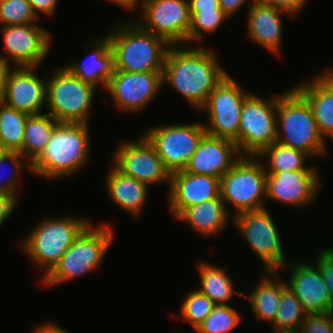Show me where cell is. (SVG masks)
Returning a JSON list of instances; mask_svg holds the SVG:
<instances>
[{
	"label": "cell",
	"instance_id": "f1b7e54d",
	"mask_svg": "<svg viewBox=\"0 0 333 333\" xmlns=\"http://www.w3.org/2000/svg\"><path fill=\"white\" fill-rule=\"evenodd\" d=\"M59 122L48 113L28 115L25 124L22 149L19 153L33 163L49 142Z\"/></svg>",
	"mask_w": 333,
	"mask_h": 333
},
{
	"label": "cell",
	"instance_id": "603a6c76",
	"mask_svg": "<svg viewBox=\"0 0 333 333\" xmlns=\"http://www.w3.org/2000/svg\"><path fill=\"white\" fill-rule=\"evenodd\" d=\"M91 42H93L89 46L91 50L89 48L86 49L88 56L79 62L69 61L64 66L82 81L95 87L102 85L101 87L105 90L115 69L110 39L104 34V36L101 35L96 38L93 36Z\"/></svg>",
	"mask_w": 333,
	"mask_h": 333
},
{
	"label": "cell",
	"instance_id": "d6986e66",
	"mask_svg": "<svg viewBox=\"0 0 333 333\" xmlns=\"http://www.w3.org/2000/svg\"><path fill=\"white\" fill-rule=\"evenodd\" d=\"M36 66L12 67L3 103L28 115L41 114L46 105L47 78L38 77Z\"/></svg>",
	"mask_w": 333,
	"mask_h": 333
},
{
	"label": "cell",
	"instance_id": "f35d334b",
	"mask_svg": "<svg viewBox=\"0 0 333 333\" xmlns=\"http://www.w3.org/2000/svg\"><path fill=\"white\" fill-rule=\"evenodd\" d=\"M315 264L319 267L328 290L330 304L333 307V249L323 248L318 250Z\"/></svg>",
	"mask_w": 333,
	"mask_h": 333
},
{
	"label": "cell",
	"instance_id": "7dc6e473",
	"mask_svg": "<svg viewBox=\"0 0 333 333\" xmlns=\"http://www.w3.org/2000/svg\"><path fill=\"white\" fill-rule=\"evenodd\" d=\"M110 2H113L117 5H120L124 10L130 12V11H135L137 6L140 7L141 9V4L143 0H108Z\"/></svg>",
	"mask_w": 333,
	"mask_h": 333
},
{
	"label": "cell",
	"instance_id": "52a82bcc",
	"mask_svg": "<svg viewBox=\"0 0 333 333\" xmlns=\"http://www.w3.org/2000/svg\"><path fill=\"white\" fill-rule=\"evenodd\" d=\"M46 78L47 113L59 123L88 124L97 87L82 81L65 66L57 67Z\"/></svg>",
	"mask_w": 333,
	"mask_h": 333
},
{
	"label": "cell",
	"instance_id": "4dcf8cb0",
	"mask_svg": "<svg viewBox=\"0 0 333 333\" xmlns=\"http://www.w3.org/2000/svg\"><path fill=\"white\" fill-rule=\"evenodd\" d=\"M28 114L0 103V139L9 151L22 149Z\"/></svg>",
	"mask_w": 333,
	"mask_h": 333
},
{
	"label": "cell",
	"instance_id": "83f0119b",
	"mask_svg": "<svg viewBox=\"0 0 333 333\" xmlns=\"http://www.w3.org/2000/svg\"><path fill=\"white\" fill-rule=\"evenodd\" d=\"M197 266L201 281V287L197 290L208 296L216 305H228L234 295L241 296L242 292L239 293L235 289L233 279L228 275L225 268L202 260L198 261Z\"/></svg>",
	"mask_w": 333,
	"mask_h": 333
},
{
	"label": "cell",
	"instance_id": "3957f363",
	"mask_svg": "<svg viewBox=\"0 0 333 333\" xmlns=\"http://www.w3.org/2000/svg\"><path fill=\"white\" fill-rule=\"evenodd\" d=\"M89 123H58L31 173L47 180L72 176L90 160Z\"/></svg>",
	"mask_w": 333,
	"mask_h": 333
},
{
	"label": "cell",
	"instance_id": "5b68a950",
	"mask_svg": "<svg viewBox=\"0 0 333 333\" xmlns=\"http://www.w3.org/2000/svg\"><path fill=\"white\" fill-rule=\"evenodd\" d=\"M56 218V219H55ZM45 218L20 240V249L45 277L79 234L90 224L81 217Z\"/></svg>",
	"mask_w": 333,
	"mask_h": 333
},
{
	"label": "cell",
	"instance_id": "ab89813d",
	"mask_svg": "<svg viewBox=\"0 0 333 333\" xmlns=\"http://www.w3.org/2000/svg\"><path fill=\"white\" fill-rule=\"evenodd\" d=\"M264 4L273 6L290 14L297 16L307 5L308 0H260Z\"/></svg>",
	"mask_w": 333,
	"mask_h": 333
},
{
	"label": "cell",
	"instance_id": "f546056e",
	"mask_svg": "<svg viewBox=\"0 0 333 333\" xmlns=\"http://www.w3.org/2000/svg\"><path fill=\"white\" fill-rule=\"evenodd\" d=\"M257 157L262 160L267 174L283 171H317L315 166L305 165L310 157L308 154L278 142L266 147Z\"/></svg>",
	"mask_w": 333,
	"mask_h": 333
},
{
	"label": "cell",
	"instance_id": "4fadbf2b",
	"mask_svg": "<svg viewBox=\"0 0 333 333\" xmlns=\"http://www.w3.org/2000/svg\"><path fill=\"white\" fill-rule=\"evenodd\" d=\"M141 12L135 21L143 29L170 46L187 45L191 24L188 0H143Z\"/></svg>",
	"mask_w": 333,
	"mask_h": 333
},
{
	"label": "cell",
	"instance_id": "d590c367",
	"mask_svg": "<svg viewBox=\"0 0 333 333\" xmlns=\"http://www.w3.org/2000/svg\"><path fill=\"white\" fill-rule=\"evenodd\" d=\"M28 0H0V24L2 26L38 24Z\"/></svg>",
	"mask_w": 333,
	"mask_h": 333
},
{
	"label": "cell",
	"instance_id": "60d3db41",
	"mask_svg": "<svg viewBox=\"0 0 333 333\" xmlns=\"http://www.w3.org/2000/svg\"><path fill=\"white\" fill-rule=\"evenodd\" d=\"M17 203L18 198L14 195L0 193V227L14 214V210H16L18 205Z\"/></svg>",
	"mask_w": 333,
	"mask_h": 333
},
{
	"label": "cell",
	"instance_id": "8fae6325",
	"mask_svg": "<svg viewBox=\"0 0 333 333\" xmlns=\"http://www.w3.org/2000/svg\"><path fill=\"white\" fill-rule=\"evenodd\" d=\"M251 92L244 89L227 74L209 94L206 104L199 110L207 112L206 133L235 142L238 147L240 116L245 99Z\"/></svg>",
	"mask_w": 333,
	"mask_h": 333
},
{
	"label": "cell",
	"instance_id": "f907efd6",
	"mask_svg": "<svg viewBox=\"0 0 333 333\" xmlns=\"http://www.w3.org/2000/svg\"><path fill=\"white\" fill-rule=\"evenodd\" d=\"M325 72L333 79V69L325 70Z\"/></svg>",
	"mask_w": 333,
	"mask_h": 333
},
{
	"label": "cell",
	"instance_id": "b9f144b4",
	"mask_svg": "<svg viewBox=\"0 0 333 333\" xmlns=\"http://www.w3.org/2000/svg\"><path fill=\"white\" fill-rule=\"evenodd\" d=\"M256 1L257 0H219V4L223 12L231 19L230 17L235 15L236 11L238 12L244 5H248L247 9H249Z\"/></svg>",
	"mask_w": 333,
	"mask_h": 333
},
{
	"label": "cell",
	"instance_id": "7a4b0ae2",
	"mask_svg": "<svg viewBox=\"0 0 333 333\" xmlns=\"http://www.w3.org/2000/svg\"><path fill=\"white\" fill-rule=\"evenodd\" d=\"M106 33L115 69L123 72H163L170 45L143 29L134 19L122 20Z\"/></svg>",
	"mask_w": 333,
	"mask_h": 333
},
{
	"label": "cell",
	"instance_id": "44dd1931",
	"mask_svg": "<svg viewBox=\"0 0 333 333\" xmlns=\"http://www.w3.org/2000/svg\"><path fill=\"white\" fill-rule=\"evenodd\" d=\"M241 157L235 142L206 133L184 171L221 179Z\"/></svg>",
	"mask_w": 333,
	"mask_h": 333
},
{
	"label": "cell",
	"instance_id": "d4e9b609",
	"mask_svg": "<svg viewBox=\"0 0 333 333\" xmlns=\"http://www.w3.org/2000/svg\"><path fill=\"white\" fill-rule=\"evenodd\" d=\"M105 189L114 204L137 219L147 201L149 187L128 177L113 165L106 173Z\"/></svg>",
	"mask_w": 333,
	"mask_h": 333
},
{
	"label": "cell",
	"instance_id": "9c48e42d",
	"mask_svg": "<svg viewBox=\"0 0 333 333\" xmlns=\"http://www.w3.org/2000/svg\"><path fill=\"white\" fill-rule=\"evenodd\" d=\"M277 142V95L251 93L244 101L238 131V150L243 156H258Z\"/></svg>",
	"mask_w": 333,
	"mask_h": 333
},
{
	"label": "cell",
	"instance_id": "277c9868",
	"mask_svg": "<svg viewBox=\"0 0 333 333\" xmlns=\"http://www.w3.org/2000/svg\"><path fill=\"white\" fill-rule=\"evenodd\" d=\"M277 142L310 158L325 157L328 152L308 101L294 86L277 95Z\"/></svg>",
	"mask_w": 333,
	"mask_h": 333
},
{
	"label": "cell",
	"instance_id": "74e56055",
	"mask_svg": "<svg viewBox=\"0 0 333 333\" xmlns=\"http://www.w3.org/2000/svg\"><path fill=\"white\" fill-rule=\"evenodd\" d=\"M300 333H333L331 312L306 314Z\"/></svg>",
	"mask_w": 333,
	"mask_h": 333
},
{
	"label": "cell",
	"instance_id": "836d02e7",
	"mask_svg": "<svg viewBox=\"0 0 333 333\" xmlns=\"http://www.w3.org/2000/svg\"><path fill=\"white\" fill-rule=\"evenodd\" d=\"M179 308V317L196 329L213 311L216 304L196 288L188 291Z\"/></svg>",
	"mask_w": 333,
	"mask_h": 333
},
{
	"label": "cell",
	"instance_id": "484cf974",
	"mask_svg": "<svg viewBox=\"0 0 333 333\" xmlns=\"http://www.w3.org/2000/svg\"><path fill=\"white\" fill-rule=\"evenodd\" d=\"M177 220L186 222L194 232L204 237L219 235L228 223L233 224V216L221 198L194 205L186 209Z\"/></svg>",
	"mask_w": 333,
	"mask_h": 333
},
{
	"label": "cell",
	"instance_id": "7c38bea8",
	"mask_svg": "<svg viewBox=\"0 0 333 333\" xmlns=\"http://www.w3.org/2000/svg\"><path fill=\"white\" fill-rule=\"evenodd\" d=\"M205 134L203 122L156 125L143 133L170 174L184 171Z\"/></svg>",
	"mask_w": 333,
	"mask_h": 333
},
{
	"label": "cell",
	"instance_id": "c3c4849f",
	"mask_svg": "<svg viewBox=\"0 0 333 333\" xmlns=\"http://www.w3.org/2000/svg\"><path fill=\"white\" fill-rule=\"evenodd\" d=\"M274 333H300L298 328H273Z\"/></svg>",
	"mask_w": 333,
	"mask_h": 333
},
{
	"label": "cell",
	"instance_id": "f6af8a7d",
	"mask_svg": "<svg viewBox=\"0 0 333 333\" xmlns=\"http://www.w3.org/2000/svg\"><path fill=\"white\" fill-rule=\"evenodd\" d=\"M190 10L221 9L219 0H188Z\"/></svg>",
	"mask_w": 333,
	"mask_h": 333
},
{
	"label": "cell",
	"instance_id": "8d00e7d4",
	"mask_svg": "<svg viewBox=\"0 0 333 333\" xmlns=\"http://www.w3.org/2000/svg\"><path fill=\"white\" fill-rule=\"evenodd\" d=\"M9 161L11 164H13L15 169L13 168V171L10 172V174H8L7 178L5 177L6 179L4 181H2V179L4 178H0L1 179L0 193L14 195L17 198L19 197L17 193L19 190L18 187L20 186L19 182L21 179L20 175L22 174L23 171L22 168H25L31 172L32 171L31 163H29V161L25 157H23L19 152L9 151L0 158V168L3 167L5 163L7 164V162Z\"/></svg>",
	"mask_w": 333,
	"mask_h": 333
},
{
	"label": "cell",
	"instance_id": "ac0fdd59",
	"mask_svg": "<svg viewBox=\"0 0 333 333\" xmlns=\"http://www.w3.org/2000/svg\"><path fill=\"white\" fill-rule=\"evenodd\" d=\"M318 172L283 171L267 174L266 200H275L297 208L311 205L317 199V192L321 187Z\"/></svg>",
	"mask_w": 333,
	"mask_h": 333
},
{
	"label": "cell",
	"instance_id": "1f68e13d",
	"mask_svg": "<svg viewBox=\"0 0 333 333\" xmlns=\"http://www.w3.org/2000/svg\"><path fill=\"white\" fill-rule=\"evenodd\" d=\"M191 24L188 33V45L196 42L199 45L204 39L203 34H213L219 28H222L224 21L228 20V16L222 9L214 10H190Z\"/></svg>",
	"mask_w": 333,
	"mask_h": 333
},
{
	"label": "cell",
	"instance_id": "5bb4252c",
	"mask_svg": "<svg viewBox=\"0 0 333 333\" xmlns=\"http://www.w3.org/2000/svg\"><path fill=\"white\" fill-rule=\"evenodd\" d=\"M133 141L118 143L112 155V165L124 175L148 187L155 183L171 184V174L164 166L154 146L142 134Z\"/></svg>",
	"mask_w": 333,
	"mask_h": 333
},
{
	"label": "cell",
	"instance_id": "8992f818",
	"mask_svg": "<svg viewBox=\"0 0 333 333\" xmlns=\"http://www.w3.org/2000/svg\"><path fill=\"white\" fill-rule=\"evenodd\" d=\"M114 232L108 224H89L63 254L56 266L43 278L44 286L67 283L94 272L113 245Z\"/></svg>",
	"mask_w": 333,
	"mask_h": 333
},
{
	"label": "cell",
	"instance_id": "2e32d148",
	"mask_svg": "<svg viewBox=\"0 0 333 333\" xmlns=\"http://www.w3.org/2000/svg\"><path fill=\"white\" fill-rule=\"evenodd\" d=\"M162 72H123L114 69L106 87L116 108L139 112L162 91Z\"/></svg>",
	"mask_w": 333,
	"mask_h": 333
},
{
	"label": "cell",
	"instance_id": "30bf717a",
	"mask_svg": "<svg viewBox=\"0 0 333 333\" xmlns=\"http://www.w3.org/2000/svg\"><path fill=\"white\" fill-rule=\"evenodd\" d=\"M234 227L256 254L266 271H278L288 261L280 232L268 208L246 211L233 217Z\"/></svg>",
	"mask_w": 333,
	"mask_h": 333
},
{
	"label": "cell",
	"instance_id": "e575fe53",
	"mask_svg": "<svg viewBox=\"0 0 333 333\" xmlns=\"http://www.w3.org/2000/svg\"><path fill=\"white\" fill-rule=\"evenodd\" d=\"M240 313L228 305H216L206 319L195 329L197 333H228L240 324Z\"/></svg>",
	"mask_w": 333,
	"mask_h": 333
},
{
	"label": "cell",
	"instance_id": "ba28073f",
	"mask_svg": "<svg viewBox=\"0 0 333 333\" xmlns=\"http://www.w3.org/2000/svg\"><path fill=\"white\" fill-rule=\"evenodd\" d=\"M267 173L257 156H242L220 179V197L228 212L234 216L246 211L267 208ZM234 207L233 213L229 205Z\"/></svg>",
	"mask_w": 333,
	"mask_h": 333
},
{
	"label": "cell",
	"instance_id": "e0dca14e",
	"mask_svg": "<svg viewBox=\"0 0 333 333\" xmlns=\"http://www.w3.org/2000/svg\"><path fill=\"white\" fill-rule=\"evenodd\" d=\"M288 264V265H287ZM290 269L286 286L296 295L307 314L326 313L333 311L324 277L314 263L289 261L280 270Z\"/></svg>",
	"mask_w": 333,
	"mask_h": 333
},
{
	"label": "cell",
	"instance_id": "681fc988",
	"mask_svg": "<svg viewBox=\"0 0 333 333\" xmlns=\"http://www.w3.org/2000/svg\"><path fill=\"white\" fill-rule=\"evenodd\" d=\"M9 150L5 147L4 143L0 139V158L4 156Z\"/></svg>",
	"mask_w": 333,
	"mask_h": 333
},
{
	"label": "cell",
	"instance_id": "cb8c5ba5",
	"mask_svg": "<svg viewBox=\"0 0 333 333\" xmlns=\"http://www.w3.org/2000/svg\"><path fill=\"white\" fill-rule=\"evenodd\" d=\"M295 84L308 101L322 136L333 140V79L324 71Z\"/></svg>",
	"mask_w": 333,
	"mask_h": 333
},
{
	"label": "cell",
	"instance_id": "ee69618b",
	"mask_svg": "<svg viewBox=\"0 0 333 333\" xmlns=\"http://www.w3.org/2000/svg\"><path fill=\"white\" fill-rule=\"evenodd\" d=\"M12 67L0 57V103L4 101L7 77Z\"/></svg>",
	"mask_w": 333,
	"mask_h": 333
},
{
	"label": "cell",
	"instance_id": "ffe728a7",
	"mask_svg": "<svg viewBox=\"0 0 333 333\" xmlns=\"http://www.w3.org/2000/svg\"><path fill=\"white\" fill-rule=\"evenodd\" d=\"M169 210L178 218L186 209L205 201L221 198L220 179L210 175L179 171L171 174L168 188Z\"/></svg>",
	"mask_w": 333,
	"mask_h": 333
},
{
	"label": "cell",
	"instance_id": "d6a6232c",
	"mask_svg": "<svg viewBox=\"0 0 333 333\" xmlns=\"http://www.w3.org/2000/svg\"><path fill=\"white\" fill-rule=\"evenodd\" d=\"M306 312L301 302L282 279V298L272 328H298L305 320Z\"/></svg>",
	"mask_w": 333,
	"mask_h": 333
},
{
	"label": "cell",
	"instance_id": "6da1fadb",
	"mask_svg": "<svg viewBox=\"0 0 333 333\" xmlns=\"http://www.w3.org/2000/svg\"><path fill=\"white\" fill-rule=\"evenodd\" d=\"M194 46H170L165 57L162 84L171 86L199 111L228 72L220 65L214 49Z\"/></svg>",
	"mask_w": 333,
	"mask_h": 333
},
{
	"label": "cell",
	"instance_id": "7bdbcfd3",
	"mask_svg": "<svg viewBox=\"0 0 333 333\" xmlns=\"http://www.w3.org/2000/svg\"><path fill=\"white\" fill-rule=\"evenodd\" d=\"M28 1L31 4L38 18L40 13L48 17L54 15L58 2V0H28Z\"/></svg>",
	"mask_w": 333,
	"mask_h": 333
},
{
	"label": "cell",
	"instance_id": "9a60e30c",
	"mask_svg": "<svg viewBox=\"0 0 333 333\" xmlns=\"http://www.w3.org/2000/svg\"><path fill=\"white\" fill-rule=\"evenodd\" d=\"M0 57L13 67L40 66L50 53L52 35L38 24L2 26Z\"/></svg>",
	"mask_w": 333,
	"mask_h": 333
},
{
	"label": "cell",
	"instance_id": "4316f807",
	"mask_svg": "<svg viewBox=\"0 0 333 333\" xmlns=\"http://www.w3.org/2000/svg\"><path fill=\"white\" fill-rule=\"evenodd\" d=\"M266 273H262L259 282L245 297L250 302L255 320L268 321L267 323L272 324L282 298V278L278 271H266Z\"/></svg>",
	"mask_w": 333,
	"mask_h": 333
},
{
	"label": "cell",
	"instance_id": "7402d4cb",
	"mask_svg": "<svg viewBox=\"0 0 333 333\" xmlns=\"http://www.w3.org/2000/svg\"><path fill=\"white\" fill-rule=\"evenodd\" d=\"M287 12L264 4L257 0L247 9V35L249 39L267 49L273 55L281 54L282 46V16Z\"/></svg>",
	"mask_w": 333,
	"mask_h": 333
},
{
	"label": "cell",
	"instance_id": "bcb514c9",
	"mask_svg": "<svg viewBox=\"0 0 333 333\" xmlns=\"http://www.w3.org/2000/svg\"><path fill=\"white\" fill-rule=\"evenodd\" d=\"M33 333H69L66 329L60 327L55 322L48 320L44 323H39L33 329Z\"/></svg>",
	"mask_w": 333,
	"mask_h": 333
}]
</instances>
